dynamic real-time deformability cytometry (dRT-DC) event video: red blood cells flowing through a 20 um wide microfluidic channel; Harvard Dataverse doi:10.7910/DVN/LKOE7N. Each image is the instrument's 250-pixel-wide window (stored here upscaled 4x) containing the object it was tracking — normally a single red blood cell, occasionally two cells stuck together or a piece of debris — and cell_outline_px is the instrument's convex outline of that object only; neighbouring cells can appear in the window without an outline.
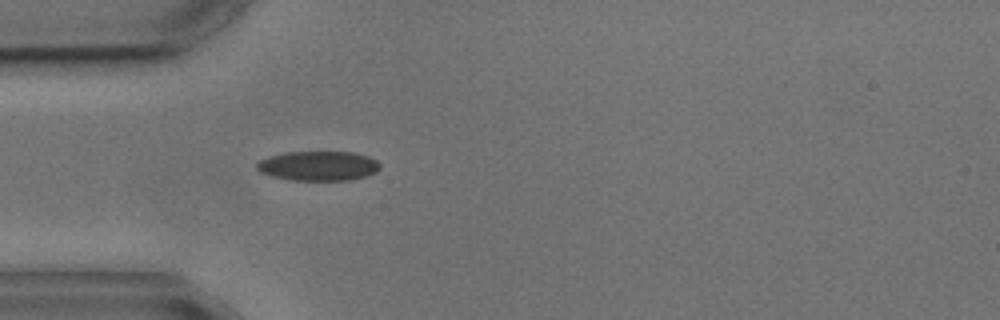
{"species": "common noctule bat (a hibernating species)", "species_latin": "Nyctalus noctula", "temperature_condition": "cold", "stored_images_in_passage": 2, "camera_frame_rate_fps": 3000, "um_per_image_px": 0.085, "animal": {"sex": "male", "body_mass_g": 17.9, "forearm_length_mm": 54.2}, "frame": {"image": 1, "passage_image": 2, "time_ms": 1.333, "image_size_px": [1000, 320], "cell_outline_px": [[380, 168], [376, 172], [368, 176], [348, 180], [292, 180], [272, 176], [260, 172], [256, 168], [256, 164], [260, 160], [268, 156], [284, 152], [352, 152], [368, 156], [376, 160], [380, 164]], "centroid_in_image_um": [27.06, 14.1], "position_along_channel_um": 57.9, "area_um2": 21.33}}